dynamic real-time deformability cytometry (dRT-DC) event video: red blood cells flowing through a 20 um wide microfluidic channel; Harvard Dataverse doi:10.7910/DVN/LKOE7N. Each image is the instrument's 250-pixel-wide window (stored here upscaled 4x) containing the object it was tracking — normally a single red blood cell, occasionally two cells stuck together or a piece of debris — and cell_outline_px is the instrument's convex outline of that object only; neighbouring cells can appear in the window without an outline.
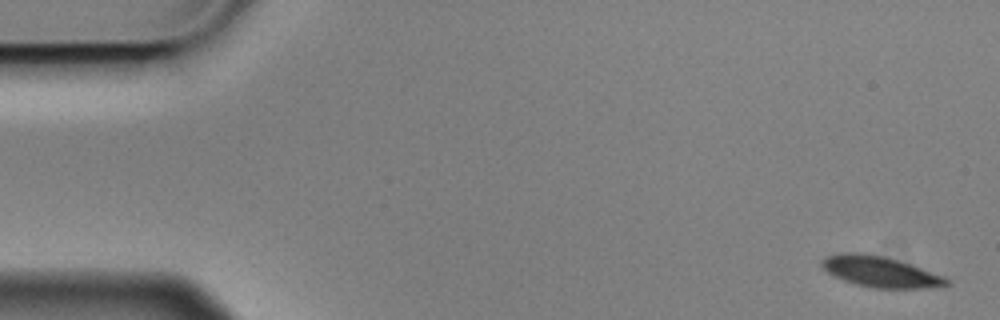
{"species": "Egyptian fruit bat (a non-hibernating species)", "species_latin": "Rousettus aegyptiacus", "temperature_condition": "cold", "stored_images_in_passage": 4, "camera_frame_rate_fps": 3000, "um_per_image_px": 0.085, "animal": {"sex": "male"}, "frame": {"image": 1, "passage_image": 1, "time_ms": 0.0, "image_size_px": [1000, 320], "cell_outline_px": [[948, 284], [920, 288], [872, 288], [856, 284], [844, 280], [828, 272], [820, 264], [820, 260], [824, 256], [836, 252], [868, 252], [912, 264], [944, 276], [948, 280]], "centroid_in_image_um": [74.75, 23.06], "position_along_channel_um": 10.3, "area_um2": 22.43}}